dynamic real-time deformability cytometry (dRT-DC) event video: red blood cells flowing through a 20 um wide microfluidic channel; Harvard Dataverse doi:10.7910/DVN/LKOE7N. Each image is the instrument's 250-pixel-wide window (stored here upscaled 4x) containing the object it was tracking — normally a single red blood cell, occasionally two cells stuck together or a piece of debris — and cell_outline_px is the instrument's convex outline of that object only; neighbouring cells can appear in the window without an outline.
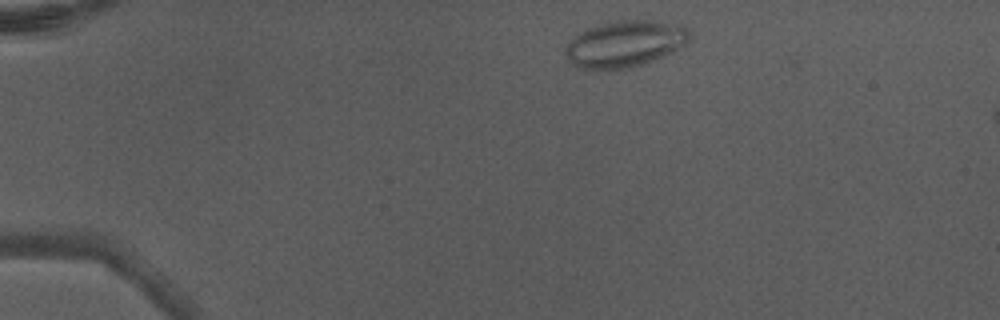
{"species": "Egyptian fruit bat (a non-hibernating species)", "species_latin": "Rousettus aegyptiacus", "temperature_condition": "warm", "stored_images_in_passage": 3, "camera_frame_rate_fps": 3000, "um_per_image_px": 0.085, "animal": {"sex": "male"}, "frame": {"image": 1, "passage_image": 1, "time_ms": 0.0, "image_size_px": [1000, 320], "cell_outline_px": [[688, 40], [680, 48], [672, 52], [644, 64], [628, 68], [600, 72], [588, 72], [576, 68], [564, 56], [564, 48], [584, 28], [596, 24], [612, 20], [648, 20], [684, 24], [688, 32]], "centroid_in_image_um": [53.03, 3.76], "position_along_channel_um": 32.0, "area_um2": 34.62}}